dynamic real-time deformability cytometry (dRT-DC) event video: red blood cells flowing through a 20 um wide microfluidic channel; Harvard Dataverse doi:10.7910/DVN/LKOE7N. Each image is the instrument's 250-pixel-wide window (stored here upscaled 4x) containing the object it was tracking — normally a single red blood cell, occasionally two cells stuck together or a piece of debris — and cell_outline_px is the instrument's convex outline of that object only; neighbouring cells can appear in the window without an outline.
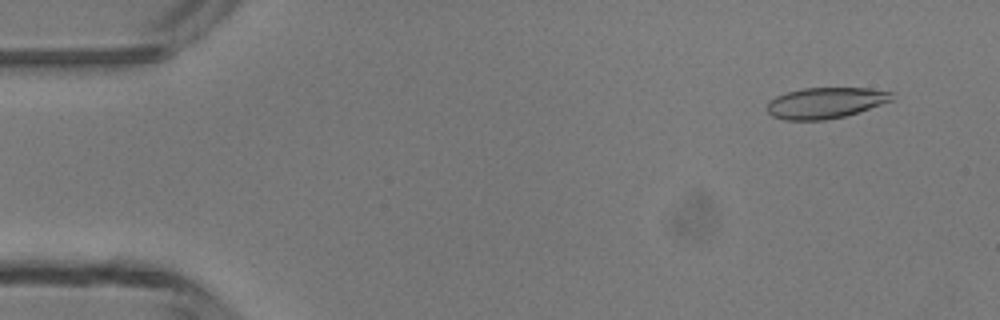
{"species": "common noctule bat (a hibernating species)", "species_latin": "Nyctalus noctula", "temperature_condition": "room temperature", "stored_images_in_passage": 4, "camera_frame_rate_fps": 3000, "um_per_image_px": 0.085, "animal": {"sex": "male", "body_mass_g": 13.3}, "frame": {"image": 1, "passage_image": 1, "time_ms": 0.0, "image_size_px": [1000, 320], "cell_outline_px": [[892, 100], [844, 116], [824, 120], [788, 120], [772, 116], [768, 112], [768, 104], [776, 96], [788, 92], [804, 88], [868, 88], [892, 92]], "centroid_in_image_um": [70.15, 8.74], "position_along_channel_um": 14.9, "area_um2": 22.02}}
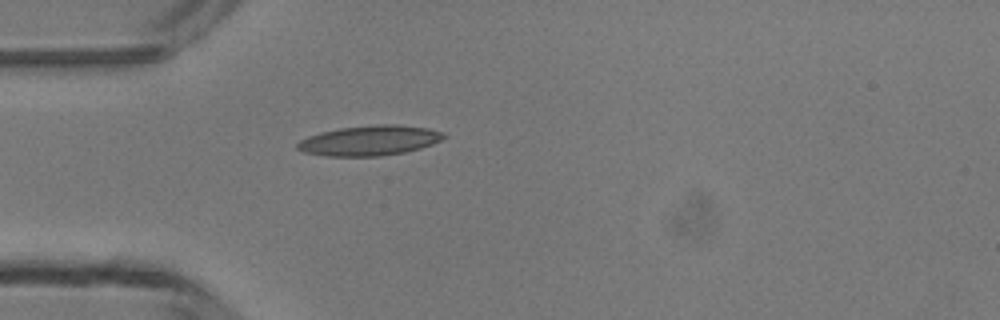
{"frame": {"image": 2, "passage_image": 4, "time_ms": 3.333, "image_size_px": [1000, 320], "cell_outline_px": [[448, 136], [432, 144], [420, 148], [404, 152], [380, 156], [328, 156], [304, 152], [296, 148], [296, 144], [300, 140], [308, 136], [320, 132], [340, 128], [380, 124], [396, 124], [428, 128], [440, 132]], "centroid_in_image_um": [31.39, 11.94], "position_along_channel_um": 53.6, "area_um2": 25.49}}